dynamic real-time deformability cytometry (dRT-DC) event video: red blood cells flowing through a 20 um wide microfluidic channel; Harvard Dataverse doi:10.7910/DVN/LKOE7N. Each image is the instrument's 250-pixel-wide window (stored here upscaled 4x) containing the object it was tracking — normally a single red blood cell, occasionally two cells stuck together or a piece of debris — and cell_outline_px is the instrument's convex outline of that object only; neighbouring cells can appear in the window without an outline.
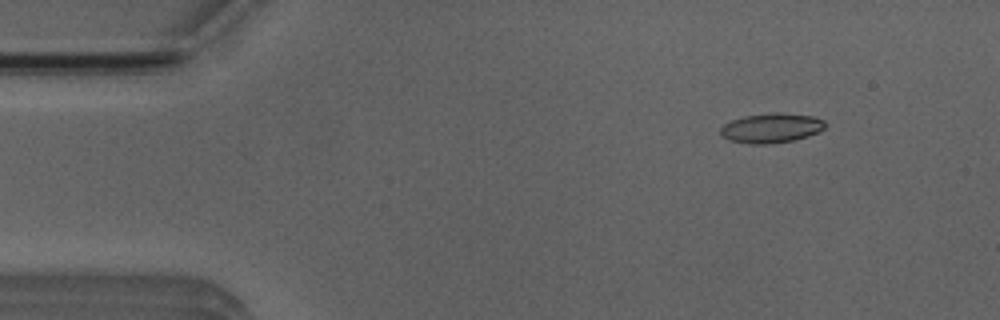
{"species": "Egyptian fruit bat (a non-hibernating species)", "species_latin": "Rousettus aegyptiacus", "temperature_condition": "room temperature", "stored_images_in_passage": 4, "camera_frame_rate_fps": 3000, "um_per_image_px": 0.085, "animal": {"sex": "male"}, "frame": {"image": 1, "passage_image": 2, "time_ms": 1.0, "image_size_px": [1000, 320], "cell_outline_px": [[824, 128], [820, 132], [808, 136], [792, 140], [772, 144], [748, 144], [728, 140], [720, 132], [720, 128], [724, 124], [732, 120], [744, 116], [776, 112], [812, 116], [824, 120]], "centroid_in_image_um": [65.55, 10.89], "position_along_channel_um": 19.4, "area_um2": 18.03}}